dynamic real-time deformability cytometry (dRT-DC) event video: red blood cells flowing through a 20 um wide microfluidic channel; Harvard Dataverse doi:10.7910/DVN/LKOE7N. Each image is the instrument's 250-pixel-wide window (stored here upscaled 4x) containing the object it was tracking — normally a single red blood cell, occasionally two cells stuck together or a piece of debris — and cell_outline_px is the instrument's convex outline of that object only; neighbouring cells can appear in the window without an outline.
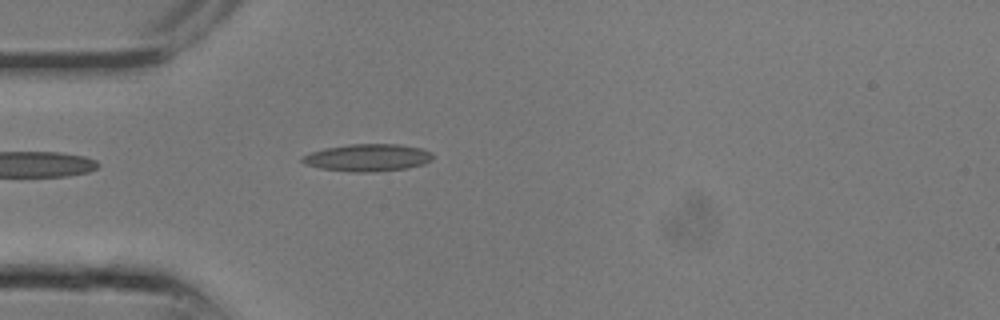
{"species": "common noctule bat (a hibernating species)", "species_latin": "Nyctalus noctula", "temperature_condition": "room temperature", "stored_images_in_passage": 6, "camera_frame_rate_fps": 3000, "um_per_image_px": 0.085, "animal": {"sex": "male", "body_mass_g": 13.3}, "frame": {"image": 1, "passage_image": 6, "time_ms": 1.667, "image_size_px": [1000, 320], "cell_outline_px": [[432, 160], [424, 164], [408, 168], [372, 172], [352, 172], [320, 168], [304, 164], [300, 160], [304, 156], [312, 152], [324, 148], [348, 144], [400, 144], [424, 148], [432, 152]], "centroid_in_image_um": [31.29, 13.39], "position_along_channel_um": 53.7, "area_um2": 20.92}}